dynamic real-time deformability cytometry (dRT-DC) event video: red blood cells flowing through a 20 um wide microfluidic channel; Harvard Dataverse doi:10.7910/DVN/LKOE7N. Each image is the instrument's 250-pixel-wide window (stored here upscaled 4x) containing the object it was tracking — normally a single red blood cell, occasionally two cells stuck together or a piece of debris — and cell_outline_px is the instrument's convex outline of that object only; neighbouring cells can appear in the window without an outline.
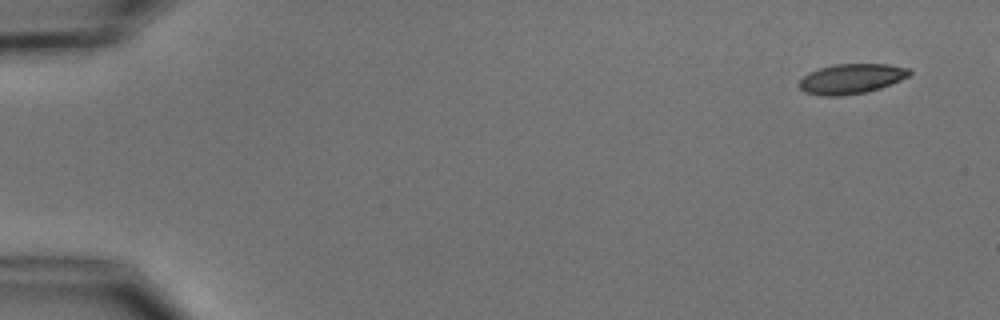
{"species": "common noctule bat (a hibernating species)", "species_latin": "Nyctalus noctula", "temperature_condition": "cold", "stored_images_in_passage": 5, "camera_frame_rate_fps": 3000, "um_per_image_px": 0.085, "animal": {"sex": "male", "body_mass_g": 15.6}, "frame": {"image": 1, "passage_image": 1, "time_ms": 0.0, "image_size_px": [1000, 320], "cell_outline_px": [[912, 72], [908, 76], [892, 84], [868, 92], [840, 96], [820, 96], [804, 92], [800, 88], [800, 80], [808, 72], [832, 64], [888, 64], [912, 68]], "centroid_in_image_um": [72.38, 6.69], "position_along_channel_um": 12.6, "area_um2": 19.48}}
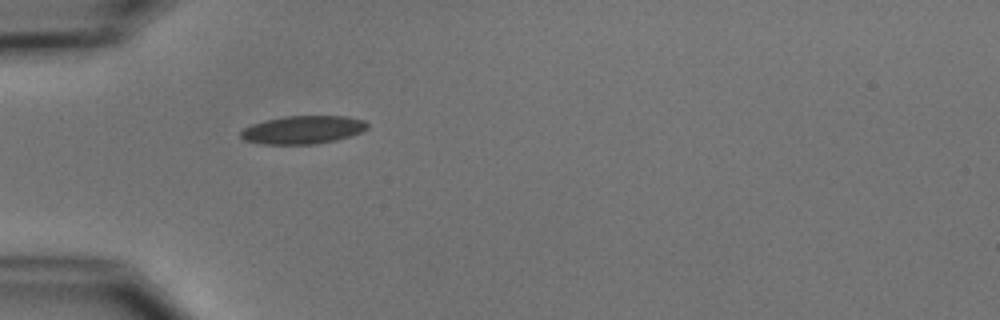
{"frame": {"image": 2, "passage_image": 5, "time_ms": 4.667, "image_size_px": [1000, 320], "cell_outline_px": [[368, 128], [360, 132], [336, 140], [316, 144], [260, 144], [244, 140], [240, 136], [240, 132], [244, 128], [252, 124], [264, 120], [284, 116], [344, 116], [364, 120], [368, 124]], "centroid_in_image_um": [25.71, 11.03], "position_along_channel_um": 59.3, "area_um2": 20.75}}